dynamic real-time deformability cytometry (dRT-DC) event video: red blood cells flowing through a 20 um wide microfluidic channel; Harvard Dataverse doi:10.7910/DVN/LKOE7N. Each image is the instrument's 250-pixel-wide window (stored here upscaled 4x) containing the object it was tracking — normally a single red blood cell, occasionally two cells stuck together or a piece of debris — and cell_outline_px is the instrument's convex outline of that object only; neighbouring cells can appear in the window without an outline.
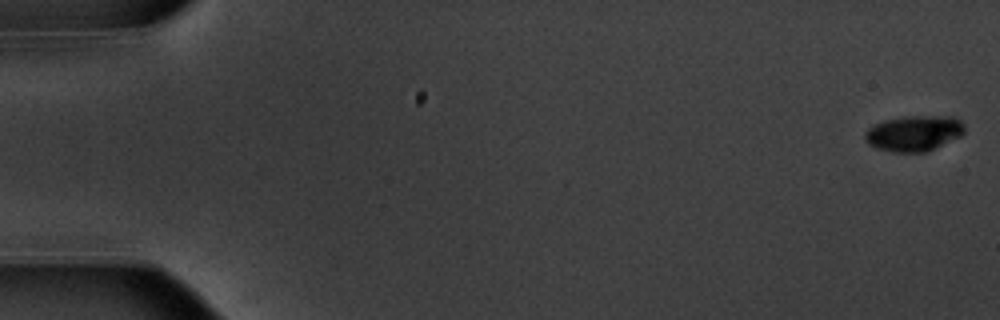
{"species": "common noctule bat (a hibernating species)", "species_latin": "Nyctalus noctula", "temperature_condition": "warm", "stored_images_in_passage": 13, "camera_frame_rate_fps": 3000, "um_per_image_px": 0.085, "animal": {"sex": "male", "body_mass_g": 20.1, "forearm_length_mm": 53.5}, "frame": {"image": 1, "passage_image": 1, "time_ms": 0.0, "image_size_px": [1000, 320], "cell_outline_px": [[964, 132], [960, 136], [928, 152], [892, 152], [876, 148], [868, 144], [864, 136], [868, 128], [884, 120], [904, 116], [952, 116], [960, 120], [964, 124]], "centroid_in_image_um": [77.69, 11.33], "position_along_channel_um": 7.3, "area_um2": 20.75}}